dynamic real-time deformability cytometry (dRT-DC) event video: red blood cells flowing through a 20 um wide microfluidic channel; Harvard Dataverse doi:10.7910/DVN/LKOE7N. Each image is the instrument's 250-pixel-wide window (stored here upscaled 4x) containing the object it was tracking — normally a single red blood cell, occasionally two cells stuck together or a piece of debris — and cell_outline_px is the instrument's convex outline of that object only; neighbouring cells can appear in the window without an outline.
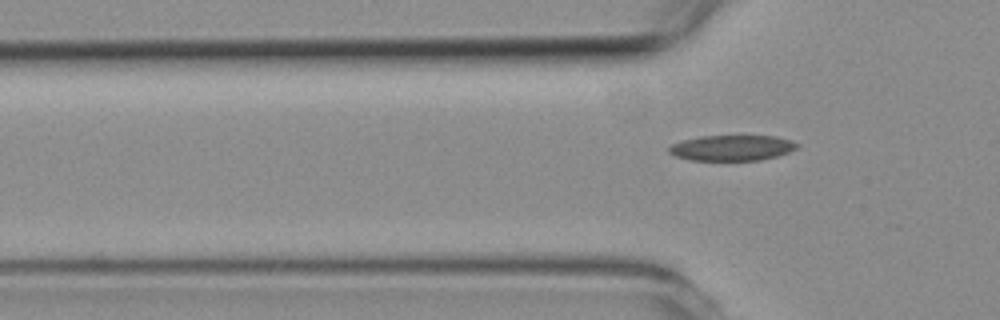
{"species": "common noctule bat (a hibernating species)", "species_latin": "Nyctalus noctula", "temperature_condition": "room temperature", "stored_images_in_passage": 3, "camera_frame_rate_fps": 3000, "um_per_image_px": 0.085, "animal": {"sex": "female", "body_mass_g": 19.3, "forearm_length_mm": 54.1}, "frame": {"image": 1, "passage_image": 3, "time_ms": 3.667, "image_size_px": [1000, 320], "cell_outline_px": [[800, 144], [796, 148], [788, 152], [776, 156], [760, 160], [688, 160], [676, 156], [668, 152], [668, 148], [672, 144], [684, 140], [700, 136], [776, 136]], "centroid_in_image_um": [62.19, 12.57], "position_along_channel_um": 63.6, "area_um2": 18.9}}